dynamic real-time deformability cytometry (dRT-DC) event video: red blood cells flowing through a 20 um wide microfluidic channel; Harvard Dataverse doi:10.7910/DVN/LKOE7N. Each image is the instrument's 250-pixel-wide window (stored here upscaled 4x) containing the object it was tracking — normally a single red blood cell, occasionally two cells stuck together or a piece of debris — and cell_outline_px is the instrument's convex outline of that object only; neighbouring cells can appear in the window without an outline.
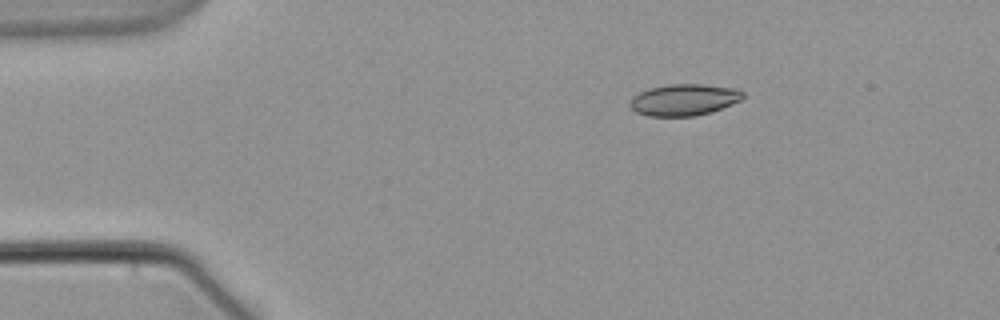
{"species": "common noctule bat (a hibernating species)", "species_latin": "Nyctalus noctula", "temperature_condition": "warm", "stored_images_in_passage": 4, "camera_frame_rate_fps": 3000, "um_per_image_px": 0.085, "animal": {"sex": "male", "body_mass_g": 21.5, "forearm_length_mm": 52.0}, "frame": {"image": 1, "passage_image": 2, "time_ms": 2.333, "image_size_px": [1000, 320], "cell_outline_px": [[744, 96], [740, 100], [732, 104], [696, 116], [648, 116], [636, 112], [628, 104], [632, 96], [640, 92], [652, 88], [668, 84], [704, 84], [736, 88], [744, 92]], "centroid_in_image_um": [58.13, 8.47], "position_along_channel_um": 26.9, "area_um2": 20.69}}